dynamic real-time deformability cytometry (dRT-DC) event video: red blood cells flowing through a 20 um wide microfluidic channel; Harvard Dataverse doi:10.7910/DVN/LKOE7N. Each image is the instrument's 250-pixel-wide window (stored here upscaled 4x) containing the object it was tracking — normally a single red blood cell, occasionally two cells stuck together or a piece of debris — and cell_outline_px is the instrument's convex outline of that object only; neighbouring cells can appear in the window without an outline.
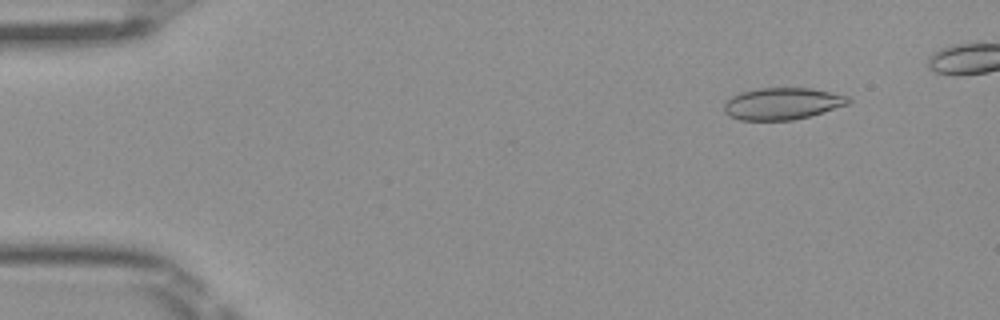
{"species": "Egyptian fruit bat (a non-hibernating species)", "species_latin": "Rousettus aegyptiacus", "temperature_condition": "room temperature", "stored_images_in_passage": 46, "camera_frame_rate_fps": 3000, "um_per_image_px": 0.085, "frame": {"image": 1, "passage_image": 5, "time_ms": 1.333, "image_size_px": [1000, 320], "cell_outline_px": [[852, 100], [848, 104], [824, 112], [792, 120], [740, 120], [728, 116], [724, 112], [724, 100], [740, 92], [756, 88], [812, 88], [848, 96]], "centroid_in_image_um": [66.46, 8.8], "position_along_channel_um": 18.5, "area_um2": 23.24}}
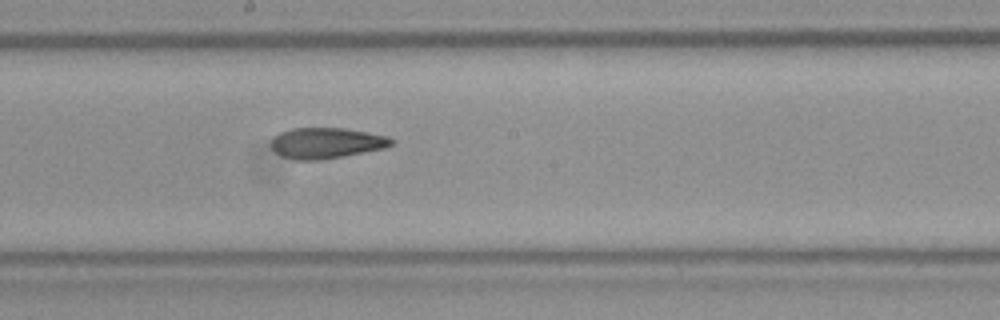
{"frame": {"image": 2, "passage_image": 27, "time_ms": 8.667, "image_size_px": [1000, 320], "cell_outline_px": [[396, 140], [392, 144], [384, 148], [320, 160], [292, 160], [280, 156], [272, 148], [272, 136], [280, 132], [292, 128], [344, 128], [368, 132], [388, 136]], "centroid_in_image_um": [27.71, 12.15], "position_along_channel_um": 220.5, "area_um2": 21.62}}
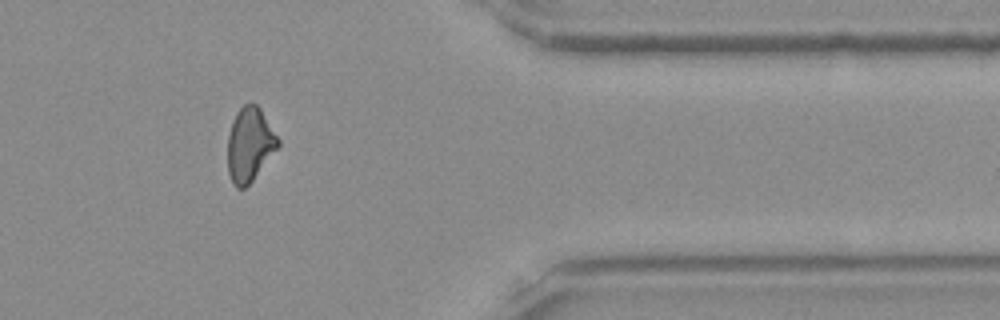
{"frame": {"image": 3, "passage_image": 41, "time_ms": 13.333, "image_size_px": [1000, 320], "cell_outline_px": [[280, 144], [252, 180], [244, 188], [236, 188], [232, 184], [228, 172], [228, 136], [232, 120], [236, 112], [244, 104], [256, 104], [260, 108], [280, 140]], "centroid_in_image_um": [21.2, 12.28], "position_along_channel_um": 390.2, "area_um2": 21.5}, "authors_computed_cell_mechanics": {"area_um2": 22.7154, "velocity_mm_per_s": 4.0645, "shape_relaxation_time_tau1_ms": null, "shape_relaxation_time_tau2_ms": 3.3118, "deformation_change_tau1": null, "deformation_change_tau2": 0.0994}}